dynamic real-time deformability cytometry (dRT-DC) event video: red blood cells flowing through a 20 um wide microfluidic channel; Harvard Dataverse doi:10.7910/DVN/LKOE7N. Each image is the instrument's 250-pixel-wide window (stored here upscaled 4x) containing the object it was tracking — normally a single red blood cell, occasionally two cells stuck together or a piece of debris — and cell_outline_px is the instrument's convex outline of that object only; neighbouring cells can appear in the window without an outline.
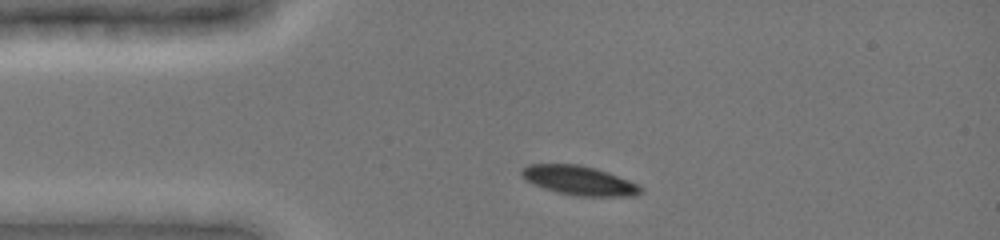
{"species": "common noctule bat (a hibernating species)", "species_latin": "Nyctalus noctula", "temperature_condition": "cold", "stored_images_in_passage": 8, "camera_frame_rate_fps": 3000, "um_per_image_px": 0.085, "animal": {"sex": "female", "body_mass_g": 19.0, "forearm_length_mm": 51.5}, "frame": {"image": 1, "passage_image": 2, "time_ms": 0.667, "image_size_px": [1000, 240], "cell_outline_px": [[644, 192], [636, 196], [576, 196], [556, 192], [532, 184], [524, 180], [520, 176], [520, 168], [528, 164], [580, 164], [596, 168], [608, 172], [640, 184]], "centroid_in_image_um": [49.22, 15.34], "position_along_channel_um": 35.8, "area_um2": 20.75}}
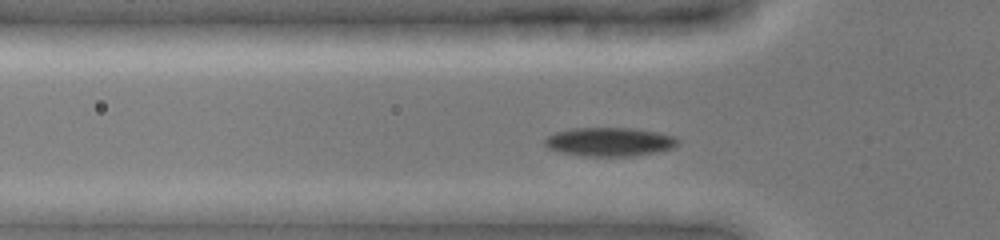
{"frame": {"image": 2, "passage_image": 6, "time_ms": 2.333, "image_size_px": [1000, 240], "cell_outline_px": [[680, 144], [672, 148], [652, 152], [628, 156], [588, 156], [560, 152], [548, 148], [544, 144], [544, 140], [548, 136], [556, 132], [572, 128], [632, 128], [656, 132], [676, 136], [680, 140]], "centroid_in_image_um": [51.82, 12.04], "position_along_channel_um": 74.0, "area_um2": 22.14}}